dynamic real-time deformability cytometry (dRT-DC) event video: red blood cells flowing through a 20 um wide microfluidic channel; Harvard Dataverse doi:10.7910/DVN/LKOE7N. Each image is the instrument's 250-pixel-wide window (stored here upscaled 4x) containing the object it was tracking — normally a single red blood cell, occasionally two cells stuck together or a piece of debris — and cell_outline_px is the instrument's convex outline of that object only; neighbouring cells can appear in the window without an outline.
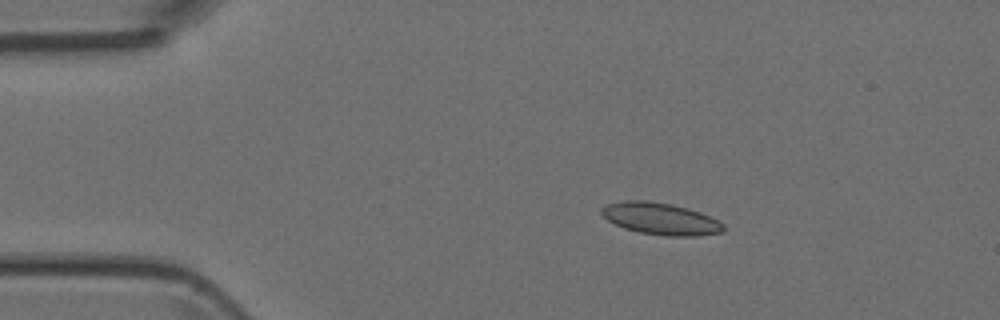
{"species": "Egyptian fruit bat (a non-hibernating species)", "species_latin": "Rousettus aegyptiacus", "temperature_condition": "room temperature", "stored_images_in_passage": 3, "camera_frame_rate_fps": 3000, "um_per_image_px": 0.085, "animal": {"sex": "female"}, "frame": {"image": 1, "passage_image": 1, "time_ms": 0.0, "image_size_px": [1000, 320], "cell_outline_px": [[724, 232], [696, 236], [668, 236], [640, 232], [624, 228], [608, 220], [600, 212], [600, 208], [608, 204], [624, 200], [644, 200], [672, 204], [688, 208], [700, 212], [724, 224]], "centroid_in_image_um": [56.15, 18.59], "position_along_channel_um": 28.9, "area_um2": 22.54}}
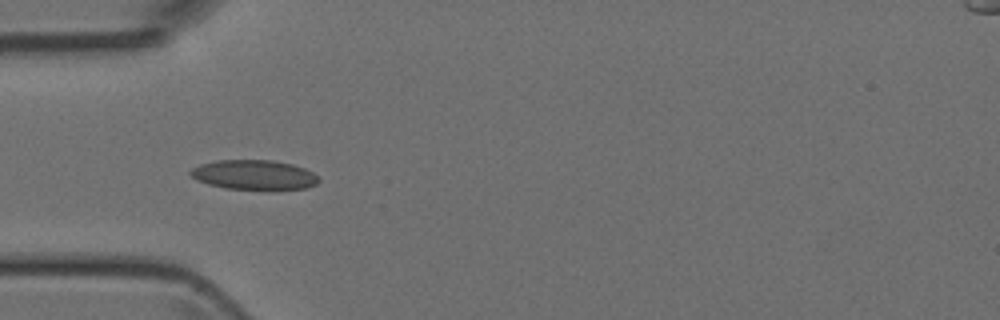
{"frame": {"image": 2, "passage_image": 3, "time_ms": 0.667, "image_size_px": [1000, 320], "cell_outline_px": [[320, 180], [316, 184], [308, 188], [224, 188], [208, 184], [196, 180], [188, 172], [192, 168], [200, 164], [216, 160], [272, 160], [292, 164], [304, 168], [320, 176]], "centroid_in_image_um": [21.58, 14.84], "position_along_channel_um": 63.4, "area_um2": 21.91}}